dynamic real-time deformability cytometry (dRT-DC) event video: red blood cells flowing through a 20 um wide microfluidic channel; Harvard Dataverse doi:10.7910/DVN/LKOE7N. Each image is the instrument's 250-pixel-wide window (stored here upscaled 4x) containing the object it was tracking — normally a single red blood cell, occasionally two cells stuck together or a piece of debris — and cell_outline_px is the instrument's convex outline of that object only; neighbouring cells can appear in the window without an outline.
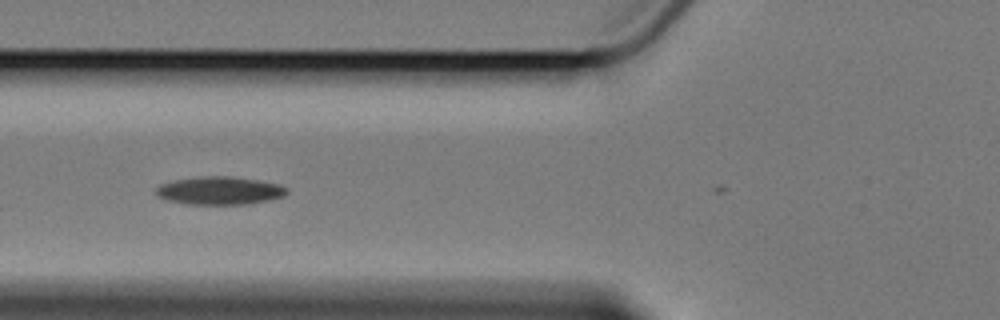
{"species": "Egyptian fruit bat (a non-hibernating species)", "species_latin": "Rousettus aegyptiacus", "temperature_condition": "cold", "stored_images_in_passage": 6, "camera_frame_rate_fps": 3000, "um_per_image_px": 0.085, "animal": {"sex": "female"}, "frame": {"image": 1, "passage_image": 5, "time_ms": 5.667, "image_size_px": [1000, 320], "cell_outline_px": [[288, 192], [284, 196], [252, 204], [188, 204], [168, 200], [156, 196], [156, 188], [160, 184], [176, 180], [200, 176], [232, 176], [280, 184], [288, 188]], "centroid_in_image_um": [18.69, 16.2], "position_along_channel_um": 107.1, "area_um2": 21.39}}